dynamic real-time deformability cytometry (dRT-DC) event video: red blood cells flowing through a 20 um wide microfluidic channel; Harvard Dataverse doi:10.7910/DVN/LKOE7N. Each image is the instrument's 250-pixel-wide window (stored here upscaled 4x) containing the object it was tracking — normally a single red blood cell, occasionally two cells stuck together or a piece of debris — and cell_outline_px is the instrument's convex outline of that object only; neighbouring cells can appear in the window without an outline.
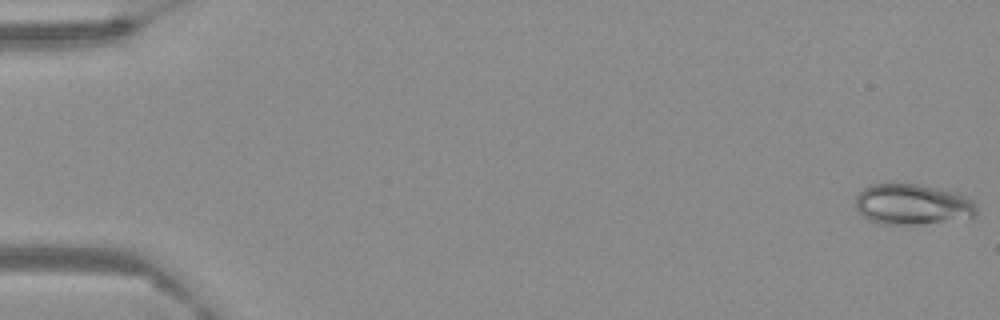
{"species": "Egyptian fruit bat (a non-hibernating species)", "species_latin": "Rousettus aegyptiacus", "temperature_condition": "warm", "stored_images_in_passage": 15, "camera_frame_rate_fps": 3000, "um_per_image_px": 0.085, "frame": {"image": 1, "passage_image": 1, "time_ms": 0.0, "image_size_px": [1000, 320], "cell_outline_px": [[976, 216], [916, 224], [880, 224], [868, 220], [856, 208], [856, 196], [864, 188], [872, 184], [892, 180], [940, 188], [956, 192], [972, 200], [976, 204]], "centroid_in_image_um": [77.5, 17.32], "position_along_channel_um": 7.5, "area_um2": 29.02}}